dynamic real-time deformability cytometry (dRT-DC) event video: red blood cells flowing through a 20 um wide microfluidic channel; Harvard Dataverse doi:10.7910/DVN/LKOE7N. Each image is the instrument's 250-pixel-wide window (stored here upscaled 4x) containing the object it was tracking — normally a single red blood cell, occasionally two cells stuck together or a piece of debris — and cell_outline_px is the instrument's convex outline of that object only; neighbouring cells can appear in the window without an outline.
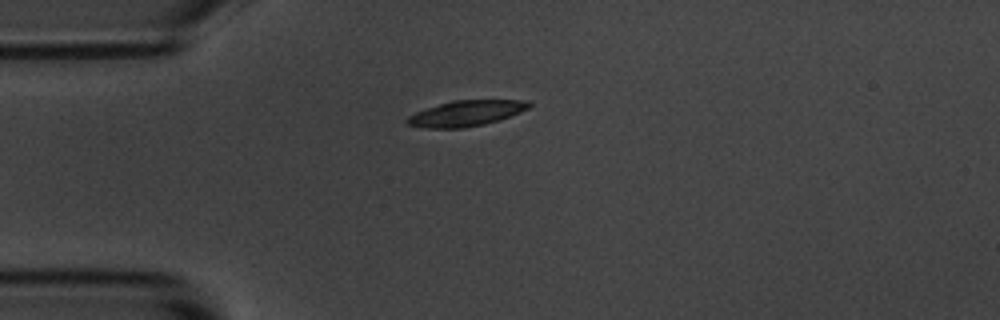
{"species": "common noctule bat (a hibernating species)", "species_latin": "Nyctalus noctula", "temperature_condition": "room temperature", "stored_images_in_passage": 6, "camera_frame_rate_fps": 3000, "um_per_image_px": 0.085, "animal": {"sex": "male", "body_mass_g": 20.1, "forearm_length_mm": 53.5}, "frame": {"image": 1, "passage_image": 6, "time_ms": 5.667, "image_size_px": [1000, 320], "cell_outline_px": [[532, 104], [528, 108], [520, 112], [500, 120], [484, 124], [464, 128], [424, 128], [408, 124], [404, 120], [408, 116], [416, 112], [452, 100], [528, 100]], "centroid_in_image_um": [39.63, 9.63], "position_along_channel_um": 45.4, "area_um2": 18.15}}